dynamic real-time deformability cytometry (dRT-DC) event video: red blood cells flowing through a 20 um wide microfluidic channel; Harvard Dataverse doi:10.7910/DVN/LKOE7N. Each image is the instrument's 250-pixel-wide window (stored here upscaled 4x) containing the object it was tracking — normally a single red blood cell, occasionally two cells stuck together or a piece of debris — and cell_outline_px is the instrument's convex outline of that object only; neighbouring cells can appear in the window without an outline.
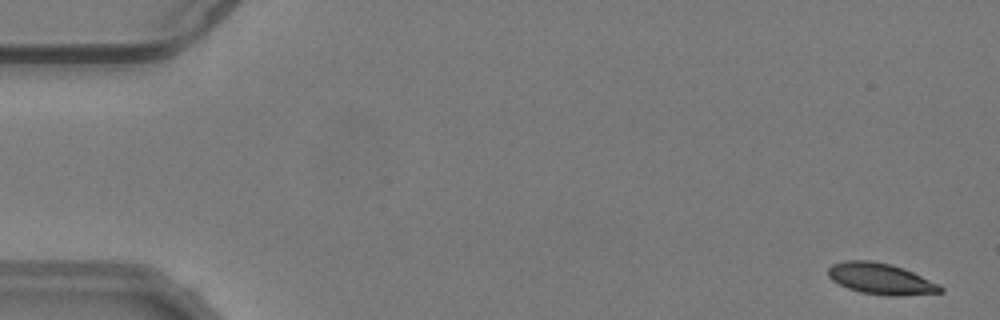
{"species": "common noctule bat (a hibernating species)", "species_latin": "Nyctalus noctula", "temperature_condition": "warm", "stored_images_in_passage": 8, "camera_frame_rate_fps": 3000, "um_per_image_px": 0.085, "animal": {"sex": "male", "body_mass_g": 19.2, "forearm_length_mm": 51.8}, "frame": {"image": 1, "passage_image": 2, "time_ms": 0.333, "image_size_px": [1000, 320], "cell_outline_px": [[944, 292], [896, 296], [888, 296], [860, 292], [848, 288], [832, 280], [828, 276], [828, 268], [832, 264], [844, 260], [872, 260], [892, 264], [904, 268], [940, 284], [944, 288]], "centroid_in_image_um": [74.88, 23.69], "position_along_channel_um": 10.1, "area_um2": 20.58}}